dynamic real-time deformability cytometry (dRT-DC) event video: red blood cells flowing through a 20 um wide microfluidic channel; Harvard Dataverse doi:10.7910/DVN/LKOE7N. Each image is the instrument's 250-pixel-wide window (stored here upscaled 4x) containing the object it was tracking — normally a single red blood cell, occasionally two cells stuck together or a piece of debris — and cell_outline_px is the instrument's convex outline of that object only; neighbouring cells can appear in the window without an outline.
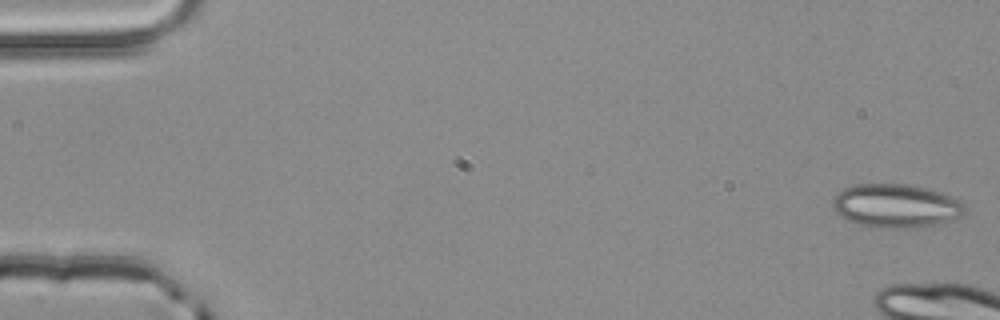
{"species": "common noctule bat (a hibernating species)", "species_latin": "Nyctalus noctula", "temperature_condition": "room temperature", "stored_images_in_passage": 6, "camera_frame_rate_fps": 3000, "um_per_image_px": 0.085, "animal": {"sex": "male", "body_mass_g": 20.4}, "frame": {"image": 1, "passage_image": 1, "time_ms": 0.0, "image_size_px": [1000, 320], "cell_outline_px": [[968, 212], [960, 216], [920, 228], [876, 228], [856, 224], [840, 216], [832, 208], [832, 200], [844, 188], [856, 184], [908, 184], [940, 192], [960, 200], [968, 208]], "centroid_in_image_um": [76.15, 17.51], "position_along_channel_um": 8.9, "area_um2": 33.7}}
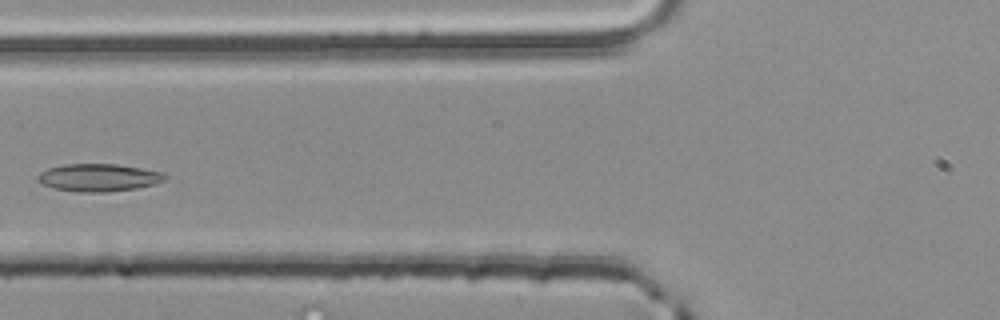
{"frame": {"image": 2, "passage_image": 6, "time_ms": 1.667, "image_size_px": [1000, 320], "cell_outline_px": [[168, 176], [164, 180], [152, 184], [136, 188], [108, 192], [84, 192], [56, 188], [44, 184], [36, 180], [40, 172], [48, 168], [64, 164], [116, 164], [140, 168], [160, 172]], "centroid_in_image_um": [8.37, 15.08], "position_along_channel_um": 117.4, "area_um2": 20.11}}